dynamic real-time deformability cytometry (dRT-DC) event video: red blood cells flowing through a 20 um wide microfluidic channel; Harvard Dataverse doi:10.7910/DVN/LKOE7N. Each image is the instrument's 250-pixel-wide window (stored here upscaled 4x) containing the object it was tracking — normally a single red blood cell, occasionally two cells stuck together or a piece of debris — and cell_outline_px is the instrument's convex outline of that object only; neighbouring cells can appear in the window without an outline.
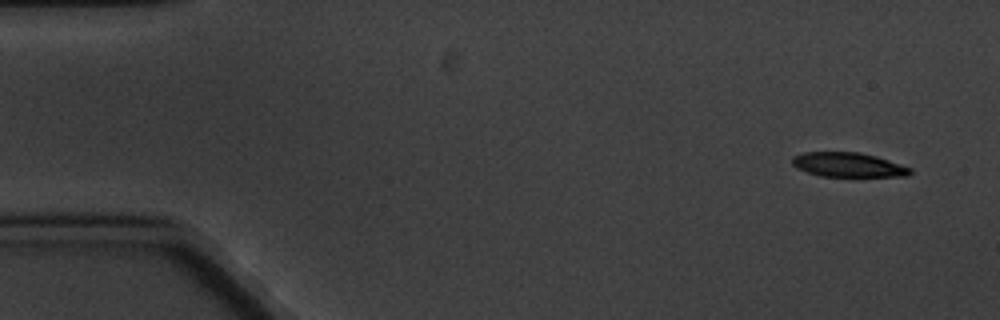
{"species": "common noctule bat (a hibernating species)", "species_latin": "Nyctalus noctula", "temperature_condition": "cold", "stored_images_in_passage": 4, "camera_frame_rate_fps": 3000, "um_per_image_px": 0.085, "animal": {"sex": "male", "body_mass_g": 20.1, "forearm_length_mm": 53.5}, "frame": {"image": 1, "passage_image": 1, "time_ms": 0.0, "image_size_px": [1000, 320], "cell_outline_px": [[912, 172], [908, 176], [820, 176], [796, 168], [792, 164], [792, 156], [804, 152], [860, 152], [876, 156], [912, 168]], "centroid_in_image_um": [72.08, 14.0], "position_along_channel_um": 12.9, "area_um2": 16.76}}
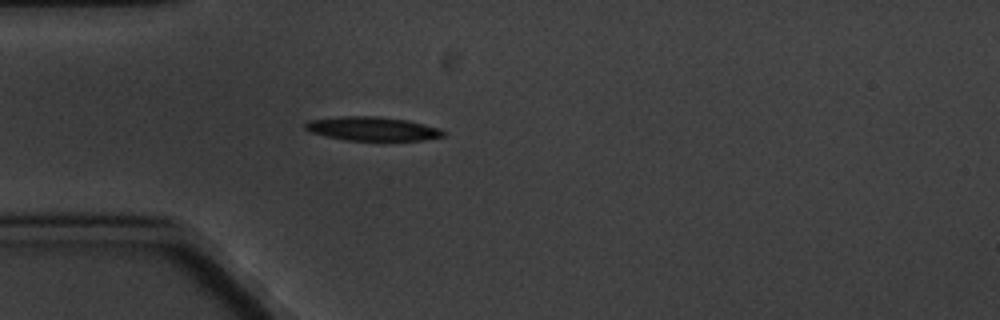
{"frame": {"image": 2, "passage_image": 4, "time_ms": 4.333, "image_size_px": [1000, 320], "cell_outline_px": [[448, 132], [444, 136], [424, 140], [344, 140], [324, 136], [312, 132], [304, 128], [304, 124], [308, 120], [344, 116], [380, 116], [408, 120], [440, 128]], "centroid_in_image_um": [31.68, 10.94], "position_along_channel_um": 53.3, "area_um2": 19.36}}